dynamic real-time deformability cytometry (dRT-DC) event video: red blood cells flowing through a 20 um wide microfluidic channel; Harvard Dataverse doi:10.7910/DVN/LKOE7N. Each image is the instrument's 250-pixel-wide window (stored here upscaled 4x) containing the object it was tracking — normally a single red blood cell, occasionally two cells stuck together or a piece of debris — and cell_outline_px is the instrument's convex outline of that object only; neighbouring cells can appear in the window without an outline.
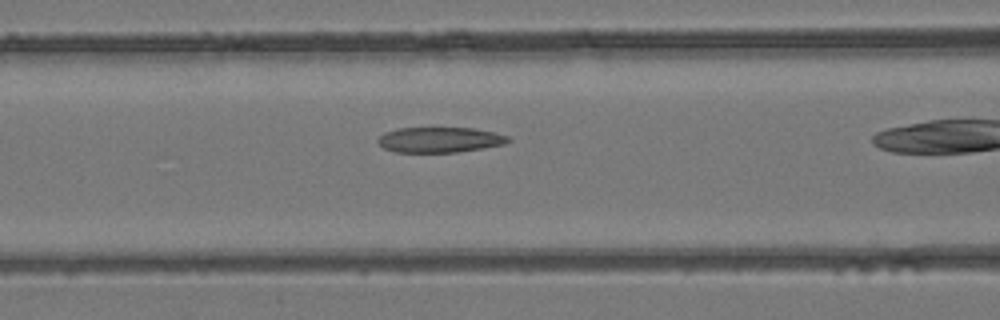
{"species": "common noctule bat (a hibernating species)", "species_latin": "Nyctalus noctula", "temperature_condition": "room temperature", "stored_images_in_passage": 30, "camera_frame_rate_fps": 3000, "um_per_image_px": 0.085, "animal": {"sex": "female", "body_mass_g": 24.6, "forearm_length_mm": 56.2}, "frame": {"image": 1, "passage_image": 12, "time_ms": 3.667, "image_size_px": [1000, 320], "cell_outline_px": [[512, 140], [504, 144], [484, 148], [456, 152], [396, 152], [384, 148], [376, 140], [384, 132], [396, 128], [472, 128], [492, 132], [508, 136]], "centroid_in_image_um": [37.36, 11.88], "position_along_channel_um": 129.2, "area_um2": 19.19}}
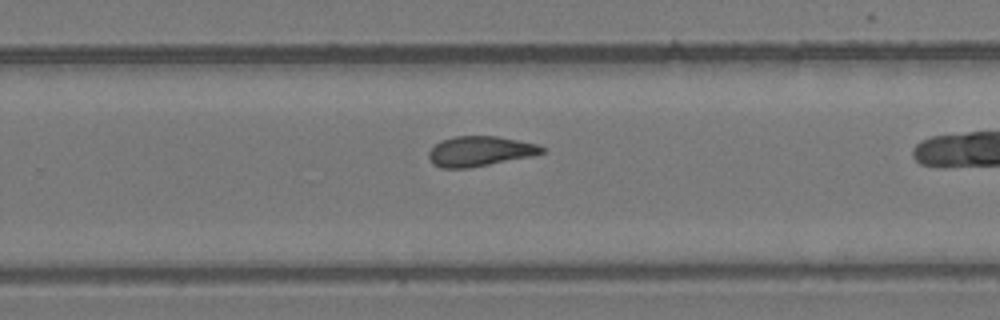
{"frame": {"image": 2, "passage_image": 23, "time_ms": 7.333, "image_size_px": [1000, 320], "cell_outline_px": [[544, 152], [532, 156], [468, 168], [440, 168], [432, 164], [428, 156], [428, 152], [440, 140], [452, 136], [496, 136], [536, 144], [544, 148]], "centroid_in_image_um": [40.74, 12.85], "position_along_channel_um": 289.1, "area_um2": 19.71}}
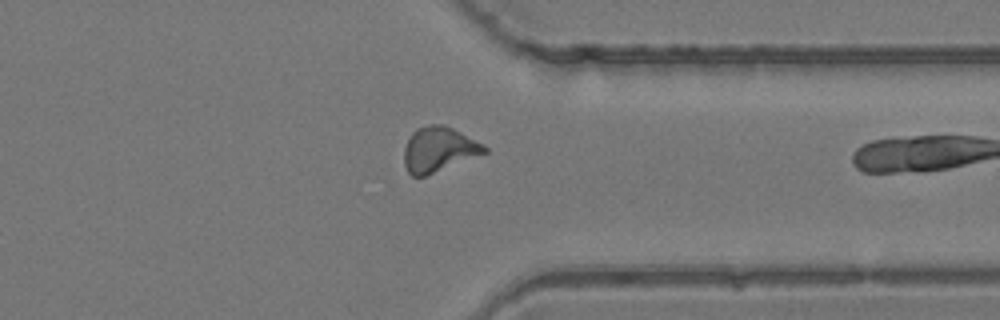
{"frame": {"image": 3, "passage_image": 29, "time_ms": 9.333, "image_size_px": [1000, 320], "cell_outline_px": [[488, 152], [424, 176], [412, 176], [408, 172], [404, 164], [404, 148], [412, 132], [416, 128], [428, 124], [444, 124], [484, 144], [488, 148]], "centroid_in_image_um": [37.28, 12.68], "position_along_channel_um": 374.1, "area_um2": 20.92}}